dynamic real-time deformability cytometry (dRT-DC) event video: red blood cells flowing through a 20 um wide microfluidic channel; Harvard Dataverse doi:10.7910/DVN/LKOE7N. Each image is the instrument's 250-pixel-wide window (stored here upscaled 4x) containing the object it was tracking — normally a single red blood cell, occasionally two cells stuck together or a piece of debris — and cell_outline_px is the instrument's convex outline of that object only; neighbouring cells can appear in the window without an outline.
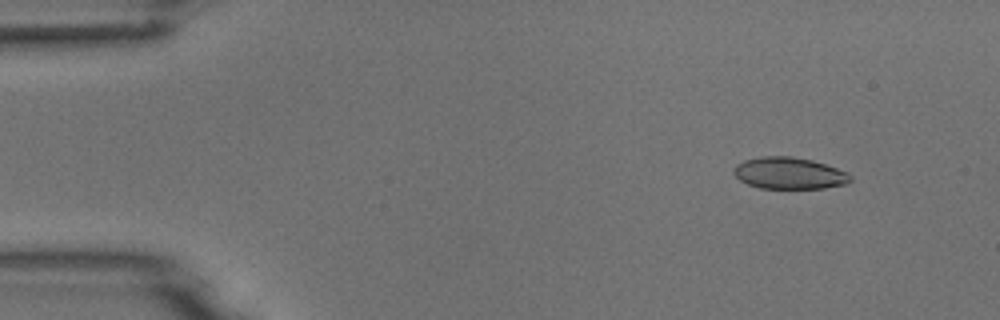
{"species": "common noctule bat (a hibernating species)", "species_latin": "Nyctalus noctula", "temperature_condition": "room temperature", "stored_images_in_passage": 5, "camera_frame_rate_fps": 3000, "um_per_image_px": 0.085, "animal": {"sex": "male", "body_mass_g": 18.8}, "frame": {"image": 1, "passage_image": 2, "time_ms": 1.0, "image_size_px": [1000, 320], "cell_outline_px": [[852, 180], [848, 184], [824, 188], [760, 188], [748, 184], [740, 180], [732, 172], [736, 164], [744, 160], [764, 156], [792, 156], [812, 160], [848, 172], [852, 176]], "centroid_in_image_um": [67.1, 14.72], "position_along_channel_um": 17.9, "area_um2": 21.62}}
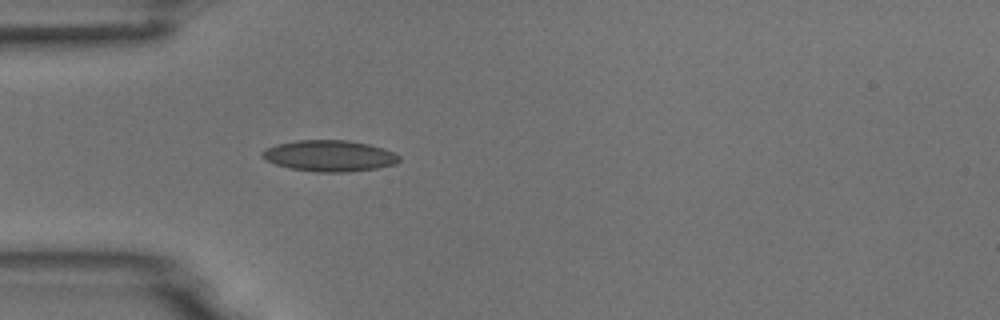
{"frame": {"image": 2, "passage_image": 5, "time_ms": 4.333, "image_size_px": [1000, 320], "cell_outline_px": [[400, 160], [396, 164], [376, 168], [348, 172], [316, 172], [288, 168], [264, 160], [260, 156], [260, 152], [264, 148], [276, 144], [296, 140], [348, 140], [368, 144], [384, 148], [400, 156]], "centroid_in_image_um": [27.95, 13.24], "position_along_channel_um": 57.0, "area_um2": 25.14}}